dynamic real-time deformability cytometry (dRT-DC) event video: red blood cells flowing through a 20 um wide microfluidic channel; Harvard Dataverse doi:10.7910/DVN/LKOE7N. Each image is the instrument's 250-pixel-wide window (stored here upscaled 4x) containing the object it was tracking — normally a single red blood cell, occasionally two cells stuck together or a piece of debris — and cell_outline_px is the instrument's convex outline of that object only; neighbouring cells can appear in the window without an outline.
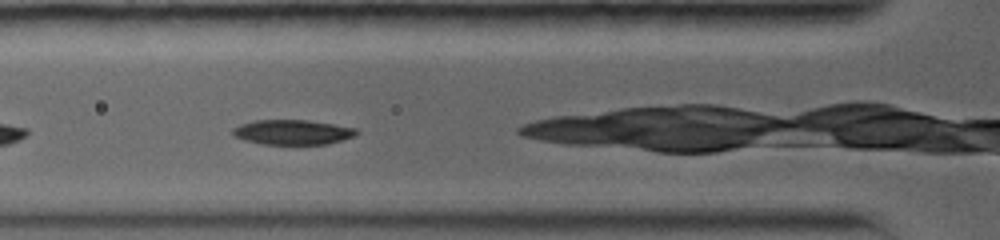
{"species": "common noctule bat (a hibernating species)", "species_latin": "Nyctalus noctula", "temperature_condition": "warm", "stored_images_in_passage": 14, "camera_frame_rate_fps": 5000, "um_per_image_px": 0.085, "animal": {"sex": "female", "body_mass_g": 19.0, "forearm_length_mm": 56.7}, "frame": {"image": 1, "passage_image": 5, "time_ms": 0.8, "image_size_px": [1000, 240], "cell_outline_px": [[360, 132], [356, 136], [328, 144], [260, 144], [244, 140], [232, 136], [232, 128], [240, 124], [256, 120], [308, 120], [356, 128]], "centroid_in_image_um": [24.86, 11.24], "position_along_channel_um": 100.9, "area_um2": 18.09}}
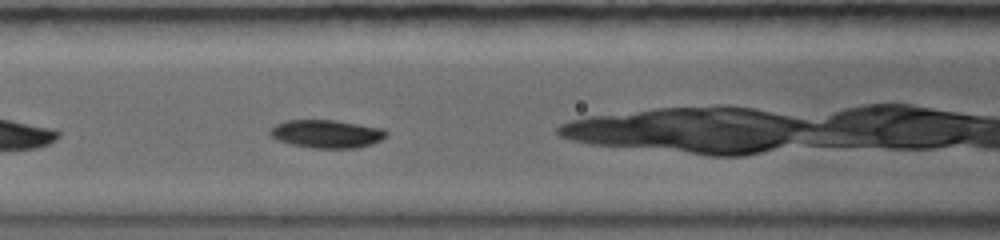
{"frame": {"image": 2, "passage_image": 10, "time_ms": 1.8, "image_size_px": [1000, 240], "cell_outline_px": [[388, 136], [372, 144], [360, 148], [312, 148], [292, 144], [280, 140], [272, 136], [268, 132], [276, 124], [288, 120], [332, 120], [384, 128], [388, 132]], "centroid_in_image_um": [27.83, 11.38], "position_along_channel_um": 138.8, "area_um2": 18.96}}
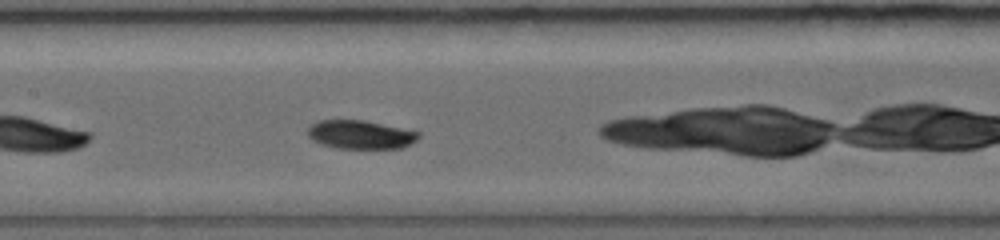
{"frame": {"image": 3, "passage_image": 14, "time_ms": 2.8, "image_size_px": [1000, 240], "cell_outline_px": [[420, 136], [416, 140], [404, 148], [336, 148], [320, 144], [312, 140], [308, 136], [308, 128], [312, 124], [320, 120], [364, 120], [420, 132]], "centroid_in_image_um": [30.63, 11.44], "position_along_channel_um": 176.8, "area_um2": 18.44}}